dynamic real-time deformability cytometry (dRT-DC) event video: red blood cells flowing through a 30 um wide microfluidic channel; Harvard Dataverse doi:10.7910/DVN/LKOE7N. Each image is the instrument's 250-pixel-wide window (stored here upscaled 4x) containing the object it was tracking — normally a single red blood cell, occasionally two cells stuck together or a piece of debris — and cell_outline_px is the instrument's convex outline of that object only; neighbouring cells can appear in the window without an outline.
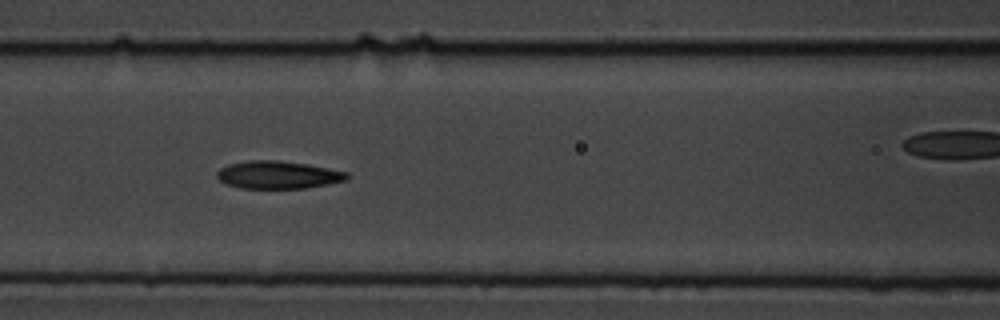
{"species": "common noctule bat (a hibernating species)", "species_latin": "Nyctalus noctula", "temperature_condition": "cold", "stored_images_in_passage": 14, "camera_frame_rate_fps": 3000, "um_per_image_px": 0.085, "animal": {"sex": "male", "body_mass_g": 19.5, "forearm_length_mm": 54.6}, "frame": {"image": 1, "passage_image": 8, "time_ms": 8.0, "image_size_px": [1000, 320], "cell_outline_px": [[348, 180], [328, 184], [304, 188], [240, 188], [224, 184], [216, 176], [216, 172], [220, 168], [228, 164], [248, 160], [276, 160], [308, 164], [348, 172]], "centroid_in_image_um": [23.61, 14.86], "position_along_channel_um": 143.0, "area_um2": 21.1}}
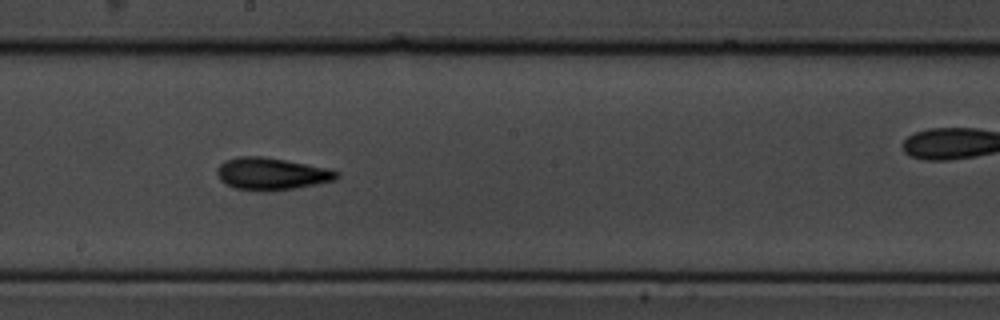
{"frame": {"image": 2, "passage_image": 10, "time_ms": 10.333, "image_size_px": [1000, 320], "cell_outline_px": [[340, 176], [336, 180], [316, 184], [292, 188], [264, 192], [236, 188], [220, 180], [216, 172], [216, 168], [224, 160], [240, 156], [264, 156], [324, 168], [340, 172]], "centroid_in_image_um": [23.04, 14.77], "position_along_channel_um": 225.2, "area_um2": 22.25}}
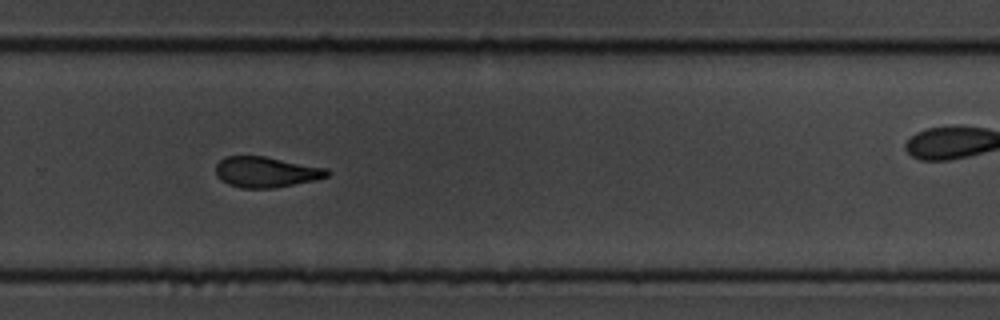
{"frame": {"image": 3, "passage_image": 12, "time_ms": 12.667, "image_size_px": [1000, 320], "cell_outline_px": [[332, 172], [328, 176], [316, 180], [272, 188], [240, 188], [228, 184], [220, 180], [216, 176], [216, 164], [224, 156], [264, 156], [328, 168]], "centroid_in_image_um": [22.62, 14.62], "position_along_channel_um": 307.2, "area_um2": 20.06}}